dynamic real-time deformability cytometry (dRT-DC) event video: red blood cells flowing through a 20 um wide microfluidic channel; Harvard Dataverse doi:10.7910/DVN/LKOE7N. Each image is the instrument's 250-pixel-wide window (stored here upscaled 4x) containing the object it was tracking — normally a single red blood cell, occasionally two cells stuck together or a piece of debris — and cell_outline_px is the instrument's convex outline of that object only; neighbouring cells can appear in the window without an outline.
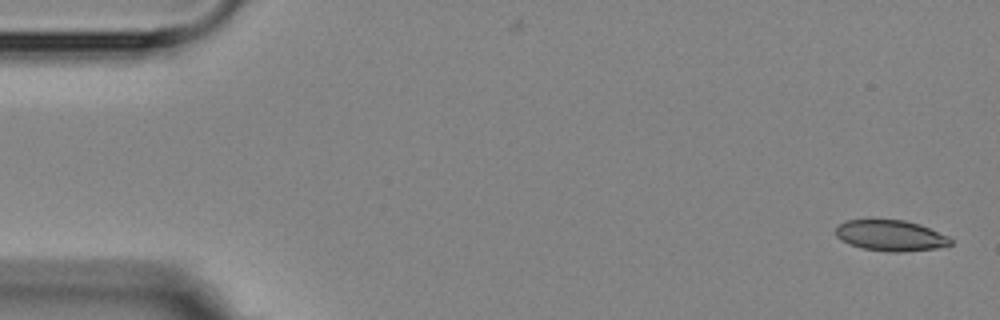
{"species": "Egyptian fruit bat (a non-hibernating species)", "species_latin": "Rousettus aegyptiacus", "temperature_condition": "room temperature", "stored_images_in_passage": 2, "segment_of_instrument_passage": [2, 2], "camera_frame_rate_fps": 3000, "um_per_image_px": 0.085, "animal": {"sex": "female"}, "frame": {"image": 1, "passage_image": 2, "time_ms": 1.333, "image_size_px": [1000, 320], "cell_outline_px": [[952, 244], [936, 248], [904, 252], [888, 252], [860, 248], [840, 240], [836, 236], [836, 228], [844, 220], [904, 220], [920, 224], [948, 236], [952, 240]], "centroid_in_image_um": [75.69, 20.03], "position_along_channel_um": 9.3, "area_um2": 20.69}}